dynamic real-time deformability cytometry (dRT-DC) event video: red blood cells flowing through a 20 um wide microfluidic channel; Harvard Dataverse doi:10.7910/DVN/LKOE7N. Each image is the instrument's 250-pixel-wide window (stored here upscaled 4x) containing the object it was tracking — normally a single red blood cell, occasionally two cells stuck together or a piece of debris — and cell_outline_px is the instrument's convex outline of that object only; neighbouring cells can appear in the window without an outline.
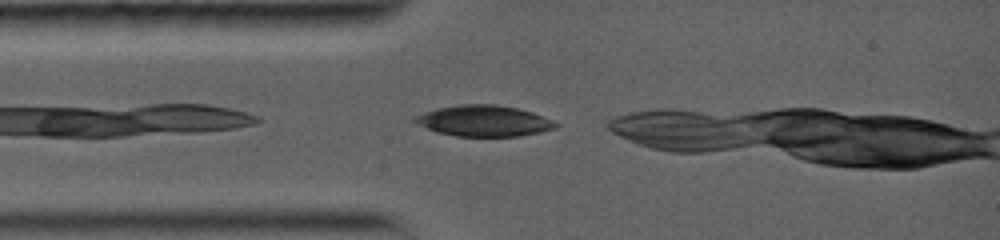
{"species": "common noctule bat (a hibernating species)", "species_latin": "Nyctalus noctula", "temperature_condition": "warm", "stored_images_in_passage": 8, "camera_frame_rate_fps": 5000, "um_per_image_px": 0.085, "animal": {"sex": "female", "body_mass_g": 19.0, "forearm_length_mm": 56.7}, "frame": {"image": 1, "passage_image": 2, "time_ms": 0.2, "image_size_px": [1000, 240], "cell_outline_px": [[560, 124], [556, 128], [540, 132], [520, 136], [456, 136], [436, 132], [416, 124], [412, 120], [416, 116], [424, 112], [436, 108], [460, 104], [496, 104], [516, 108], [532, 112], [552, 120]], "centroid_in_image_um": [41.11, 10.27], "position_along_channel_um": 43.9, "area_um2": 25.49}}